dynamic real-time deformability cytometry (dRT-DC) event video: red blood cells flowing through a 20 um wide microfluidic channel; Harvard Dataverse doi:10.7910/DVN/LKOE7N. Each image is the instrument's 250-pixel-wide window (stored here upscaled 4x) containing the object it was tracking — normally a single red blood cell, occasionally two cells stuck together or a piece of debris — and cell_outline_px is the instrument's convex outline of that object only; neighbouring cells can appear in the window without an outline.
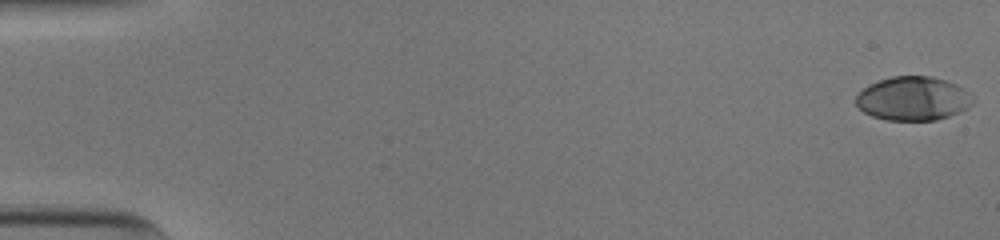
{"species": "human", "species_latin": "Homo sapiens", "temperature_condition": "cold", "stored_images_in_passage": 53, "camera_frame_rate_fps": 3000, "um_per_image_px": 0.085, "donor": {"sex": "male"}, "frame": {"image": 1, "passage_image": 1, "time_ms": 0.0, "image_size_px": [1000, 240], "cell_outline_px": [[976, 100], [968, 108], [948, 116], [936, 120], [888, 120], [872, 116], [864, 112], [856, 104], [856, 96], [868, 84], [892, 76], [932, 76], [956, 84], [964, 88]], "centroid_in_image_um": [77.63, 8.37], "position_along_channel_um": 7.4, "area_um2": 29.88}}
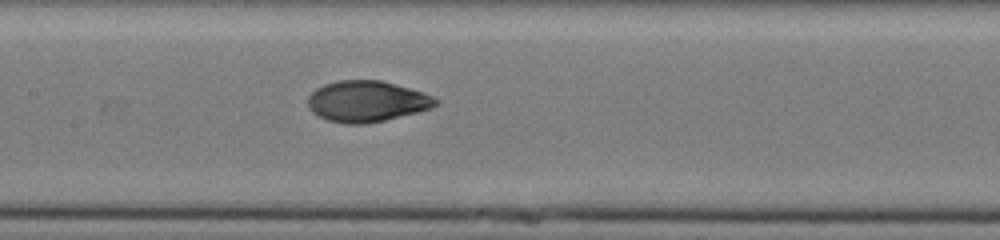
{"frame": {"image": 2, "passage_image": 27, "time_ms": 8.667, "image_size_px": [1000, 240], "cell_outline_px": [[440, 104], [432, 108], [384, 120], [364, 124], [348, 124], [328, 120], [312, 112], [308, 104], [308, 96], [316, 88], [324, 84], [336, 80], [380, 80], [424, 92], [440, 100]], "centroid_in_image_um": [31.19, 8.6], "position_along_channel_um": 176.2, "area_um2": 30.52}}
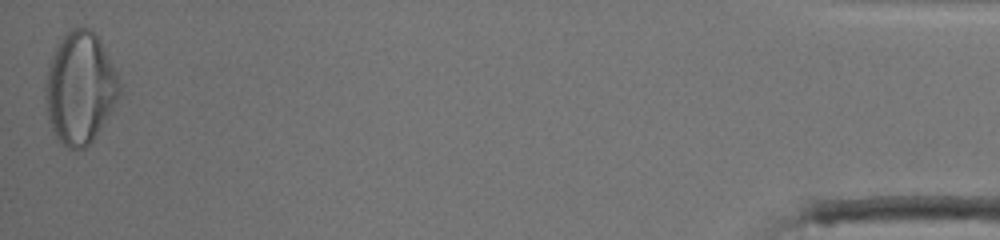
{"frame": {"image": 3, "passage_image": 53, "time_ms": 17.333, "image_size_px": [1000, 240], "cell_outline_px": [[120, 96], [112, 112], [92, 140], [84, 148], [68, 148], [56, 136], [48, 120], [44, 96], [44, 88], [48, 64], [56, 44], [72, 28], [88, 28], [100, 40], [116, 72], [120, 84]], "centroid_in_image_um": [6.79, 7.48], "position_along_channel_um": 428.4, "area_um2": 48.09}, "authors_computed_cell_mechanics": {"area_um2": 30.1716, "velocity_mm_per_s": 3.9198, "shape_relaxation_time_tau1_ms": 4.016, "shape_relaxation_time_tau2_ms": 1.0154, "deformation_change_tau1": 0.2069, "deformation_change_tau2": 0.0501}}